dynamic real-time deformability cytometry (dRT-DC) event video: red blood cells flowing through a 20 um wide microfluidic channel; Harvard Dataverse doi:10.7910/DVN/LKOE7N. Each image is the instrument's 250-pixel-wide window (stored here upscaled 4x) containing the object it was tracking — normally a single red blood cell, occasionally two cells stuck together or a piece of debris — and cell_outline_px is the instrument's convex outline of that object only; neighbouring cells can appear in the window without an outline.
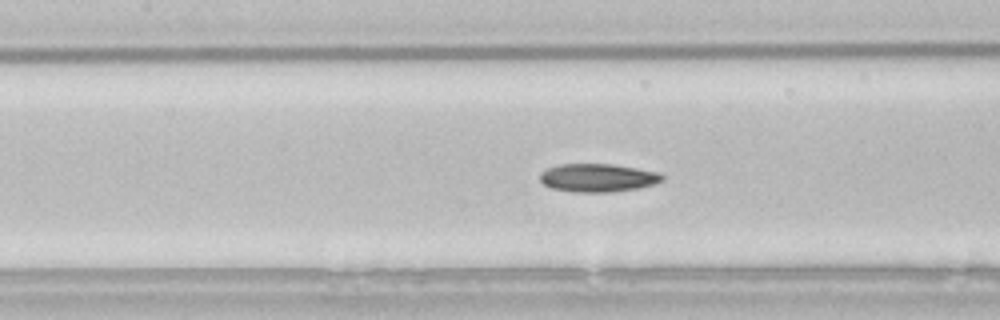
{"species": "common noctule bat (a hibernating species)", "species_latin": "Nyctalus noctula", "temperature_condition": "room temperature", "stored_images_in_passage": 45, "camera_frame_rate_fps": 3000, "um_per_image_px": 0.085, "animal": {"sex": "male", "body_mass_g": 21.5, "forearm_length_mm": 52.0}, "frame": {"image": 1, "passage_image": 15, "time_ms": 4.667, "image_size_px": [1000, 320], "cell_outline_px": [[664, 180], [640, 188], [608, 192], [572, 192], [552, 188], [544, 184], [540, 180], [540, 172], [556, 164], [612, 164], [660, 172], [664, 176]], "centroid_in_image_um": [50.81, 15.11], "position_along_channel_um": 156.6, "area_um2": 20.17}}
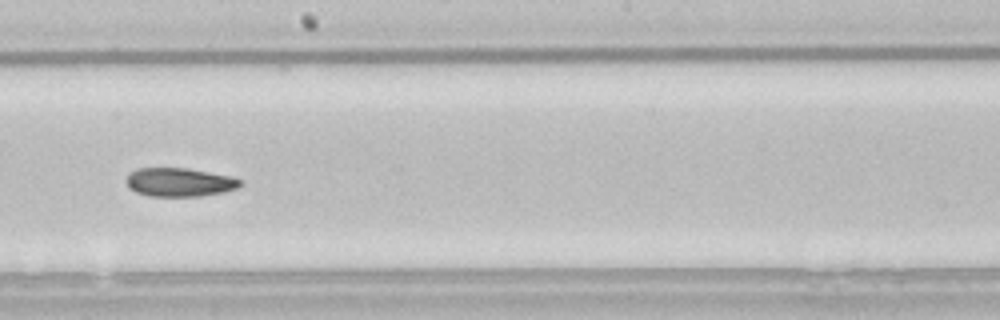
{"frame": {"image": 2, "passage_image": 21, "time_ms": 6.667, "image_size_px": [1000, 320], "cell_outline_px": [[244, 184], [236, 188], [224, 192], [200, 196], [148, 196], [136, 192], [128, 188], [124, 180], [128, 172], [136, 168], [188, 168], [232, 176], [240, 180]], "centroid_in_image_um": [15.21, 15.48], "position_along_channel_um": 233.0, "area_um2": 19.36}}
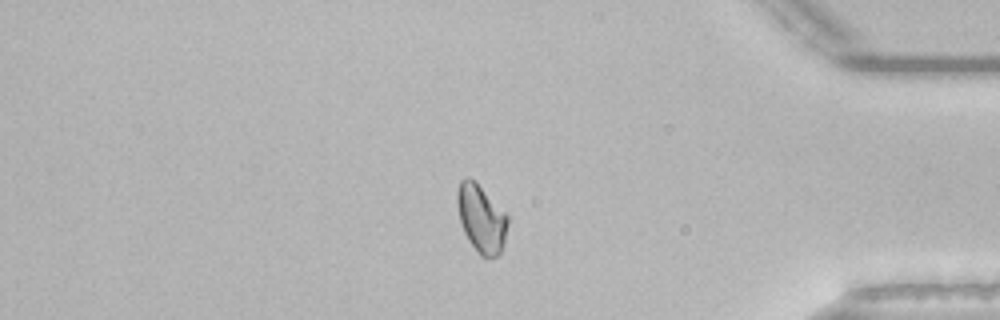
{"frame": {"image": 3, "passage_image": 36, "time_ms": 11.667, "image_size_px": [1000, 320], "cell_outline_px": [[508, 224], [504, 240], [500, 252], [496, 256], [480, 256], [468, 240], [460, 224], [456, 204], [456, 192], [460, 180], [464, 176], [468, 176], [476, 180], [508, 216]], "centroid_in_image_um": [40.86, 18.51], "position_along_channel_um": 394.3, "area_um2": 20.17}, "authors_computed_cell_mechanics": {"area_um2": 19.941, "velocity_mm_per_s": 3.8216, "shape_relaxation_time_tau1_ms": null, "shape_relaxation_time_tau2_ms": 4.8332, "deformation_change_tau1": null, "deformation_change_tau2": 0.0908}}